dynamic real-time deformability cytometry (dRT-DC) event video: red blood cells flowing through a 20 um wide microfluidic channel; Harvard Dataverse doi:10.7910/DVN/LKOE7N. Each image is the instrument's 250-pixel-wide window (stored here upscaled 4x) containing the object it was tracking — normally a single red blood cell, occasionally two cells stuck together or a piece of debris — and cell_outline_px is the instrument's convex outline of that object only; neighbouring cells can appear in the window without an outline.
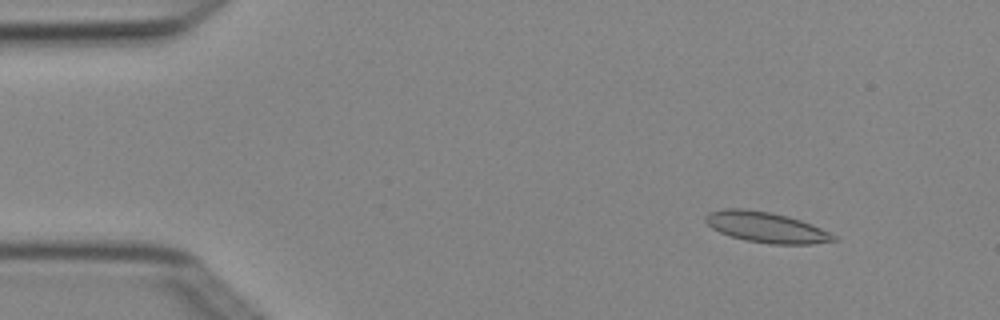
{"species": "Egyptian fruit bat (a non-hibernating species)", "species_latin": "Rousettus aegyptiacus", "temperature_condition": "cold", "stored_images_in_passage": 4, "camera_frame_rate_fps": 3000, "um_per_image_px": 0.085, "animal": {"sex": "female"}, "frame": {"image": 1, "passage_image": 2, "time_ms": 0.333, "image_size_px": [1000, 320], "cell_outline_px": [[836, 240], [812, 244], [772, 244], [744, 240], [720, 232], [712, 228], [704, 220], [704, 216], [708, 212], [724, 208], [744, 208], [768, 212], [788, 216], [812, 224], [836, 236]], "centroid_in_image_um": [65.08, 19.31], "position_along_channel_um": 19.9, "area_um2": 22.72}}